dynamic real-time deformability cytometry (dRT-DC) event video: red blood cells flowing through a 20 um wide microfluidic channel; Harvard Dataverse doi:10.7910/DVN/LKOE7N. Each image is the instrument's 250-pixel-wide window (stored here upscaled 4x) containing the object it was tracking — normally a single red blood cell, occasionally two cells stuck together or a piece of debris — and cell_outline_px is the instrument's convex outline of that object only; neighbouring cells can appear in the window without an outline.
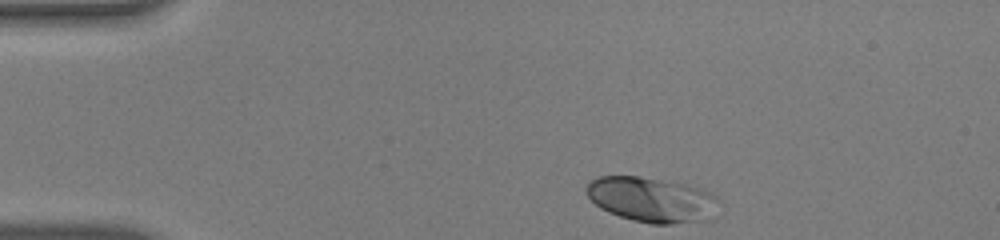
{"species": "human", "species_latin": "Homo sapiens", "temperature_condition": "warm", "stored_images_in_passage": 37, "camera_frame_rate_fps": 3000, "um_per_image_px": 0.085, "donor": {"sex": "male"}, "frame": {"image": 1, "passage_image": 1, "time_ms": 0.0, "image_size_px": [1000, 240], "cell_outline_px": [[720, 200], [708, 220], [672, 224], [652, 224], [632, 220], [620, 216], [600, 208], [588, 196], [588, 180], [600, 176], [640, 176], [688, 184], [700, 188], [716, 196]], "centroid_in_image_um": [55.41, 16.96], "position_along_channel_um": 29.6, "area_um2": 34.68}}
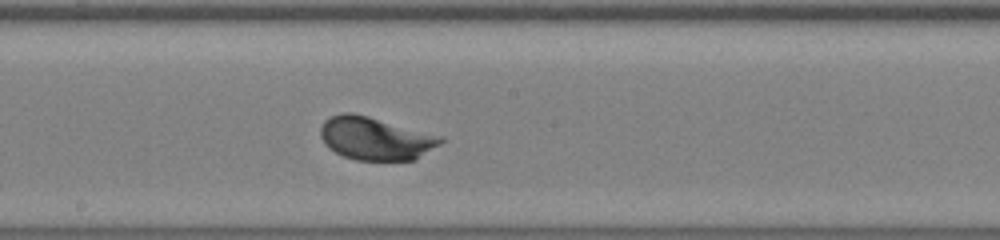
{"frame": {"image": 2, "passage_image": 21, "time_ms": 6.667, "image_size_px": [1000, 240], "cell_outline_px": [[444, 140], [440, 144], [416, 160], [356, 160], [344, 156], [328, 148], [324, 144], [320, 136], [320, 128], [324, 120], [340, 112], [352, 112], [368, 116], [444, 136]], "centroid_in_image_um": [31.91, 11.76], "position_along_channel_um": 216.3, "area_um2": 30.29}}
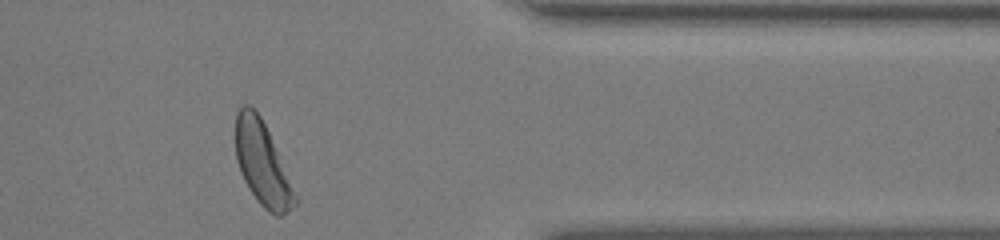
{"frame": {"image": 3, "passage_image": 36, "time_ms": 11.667, "image_size_px": [1000, 240], "cell_outline_px": [[300, 200], [288, 212], [280, 216], [276, 216], [268, 212], [260, 204], [248, 188], [240, 172], [236, 160], [236, 112], [244, 104], [248, 104], [260, 116], [268, 132]], "centroid_in_image_um": [22.31, 13.97], "position_along_channel_um": 389.1, "area_um2": 28.73}, "authors_computed_cell_mechanics": {"area_um2": 29.5358, "velocity_mm_per_s": 3.8021, "shape_relaxation_time_tau1_ms": 1.4123, "shape_relaxation_time_tau2_ms": null, "deformation_change_tau1": 0.1397, "deformation_change_tau2": null}}